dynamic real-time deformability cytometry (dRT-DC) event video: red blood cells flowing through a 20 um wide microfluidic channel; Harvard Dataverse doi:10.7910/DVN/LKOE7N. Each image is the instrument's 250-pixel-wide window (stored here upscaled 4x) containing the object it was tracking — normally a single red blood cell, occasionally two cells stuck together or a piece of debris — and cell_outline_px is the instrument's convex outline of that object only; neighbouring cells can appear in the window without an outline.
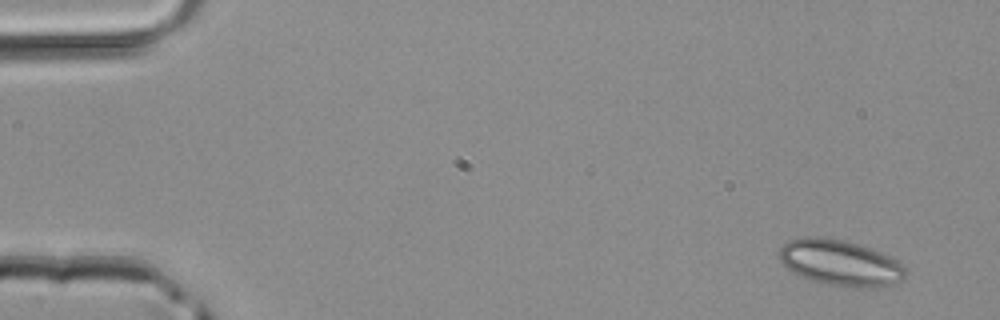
{"species": "common noctule bat (a hibernating species)", "species_latin": "Nyctalus noctula", "temperature_condition": "room temperature", "stored_images_in_passage": 4, "camera_frame_rate_fps": 3000, "um_per_image_px": 0.085, "animal": {"sex": "male", "body_mass_g": 20.4}, "frame": {"image": 1, "passage_image": 1, "time_ms": 0.0, "image_size_px": [1000, 320], "cell_outline_px": [[908, 272], [904, 280], [876, 288], [844, 288], [824, 284], [812, 280], [788, 268], [780, 260], [780, 248], [788, 240], [800, 236], [824, 236], [844, 240], [880, 252], [896, 260]], "centroid_in_image_um": [71.43, 22.35], "position_along_channel_um": 13.6, "area_um2": 33.87}}
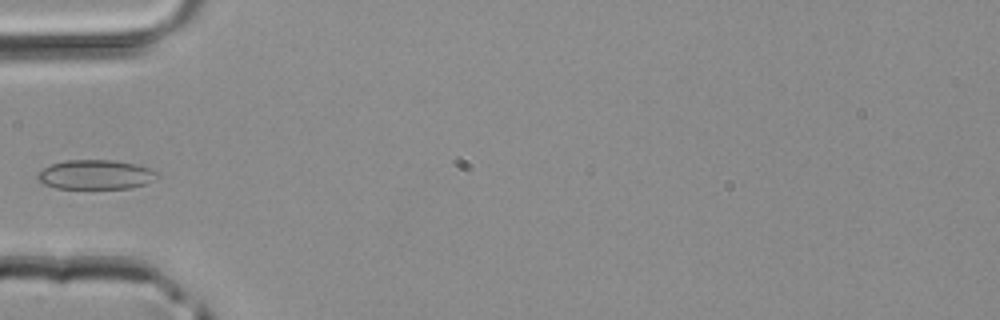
{"frame": {"image": 2, "passage_image": 4, "time_ms": 1.0, "image_size_px": [1000, 320], "cell_outline_px": [[160, 176], [148, 184], [132, 188], [56, 188], [44, 184], [36, 180], [36, 176], [44, 168], [52, 164], [68, 160], [116, 160], [136, 164], [160, 172]], "centroid_in_image_um": [8.19, 14.85], "position_along_channel_um": 76.8, "area_um2": 20.69}}